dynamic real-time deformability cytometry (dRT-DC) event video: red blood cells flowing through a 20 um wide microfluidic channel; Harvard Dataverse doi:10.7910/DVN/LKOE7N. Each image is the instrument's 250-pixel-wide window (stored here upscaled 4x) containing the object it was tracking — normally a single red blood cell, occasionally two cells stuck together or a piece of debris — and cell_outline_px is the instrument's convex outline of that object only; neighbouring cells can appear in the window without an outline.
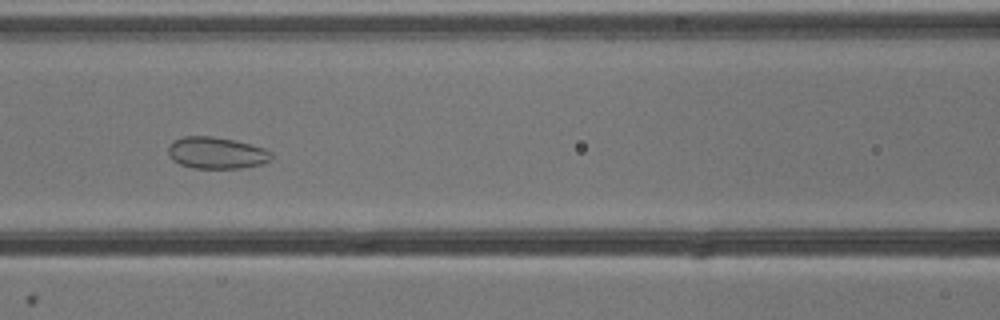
{"species": "common noctule bat (a hibernating species)", "species_latin": "Nyctalus noctula", "temperature_condition": "cold", "stored_images_in_passage": 43, "camera_frame_rate_fps": 3000, "um_per_image_px": 0.085, "animal": {"sex": "male", "body_mass_g": 13.3}, "frame": {"image": 1, "passage_image": 23, "time_ms": 7.333, "image_size_px": [1000, 320], "cell_outline_px": [[272, 160], [260, 164], [240, 168], [192, 168], [180, 164], [172, 160], [168, 156], [168, 148], [172, 140], [184, 136], [212, 136], [232, 140], [264, 148], [272, 152]], "centroid_in_image_um": [18.36, 13.0], "position_along_channel_um": 148.2, "area_um2": 19.07}}
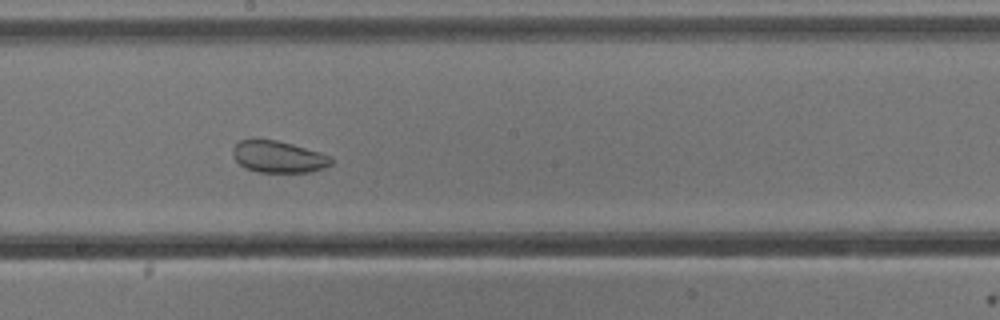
{"frame": {"image": 2, "passage_image": 29, "time_ms": 9.333, "image_size_px": [1000, 320], "cell_outline_px": [[332, 164], [324, 168], [308, 172], [260, 172], [244, 168], [232, 156], [232, 148], [240, 140], [252, 136], [276, 140], [292, 144], [320, 152], [332, 156]], "centroid_in_image_um": [23.62, 13.29], "position_along_channel_um": 224.6, "area_um2": 18.67}}
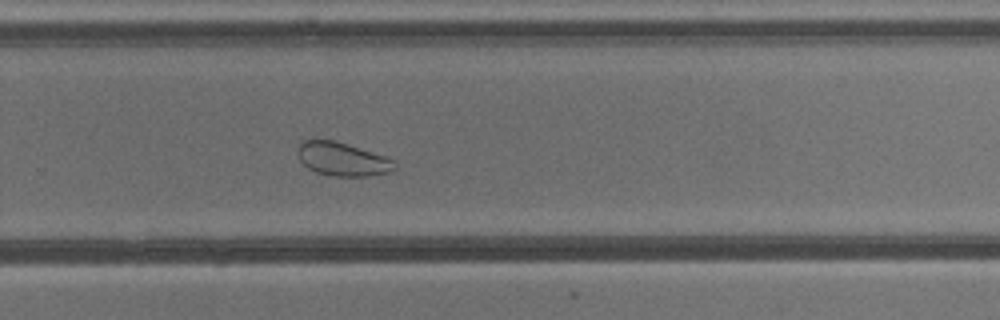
{"frame": {"image": 3, "passage_image": 35, "time_ms": 11.333, "image_size_px": [1000, 320], "cell_outline_px": [[396, 168], [388, 172], [364, 176], [332, 176], [316, 172], [308, 168], [300, 160], [300, 144], [304, 140], [332, 140], [348, 144], [396, 160]], "centroid_in_image_um": [29.14, 13.54], "position_along_channel_um": 300.7, "area_um2": 18.55}, "authors_computed_cell_mechanics": {"area_um2": 20.6924, "velocity_mm_per_s": 3.8378, "shape_relaxation_time_tau1_ms": null, "shape_relaxation_time_tau2_ms": 1.8195, "deformation_change_tau1": null, "deformation_change_tau2": 0.066}}